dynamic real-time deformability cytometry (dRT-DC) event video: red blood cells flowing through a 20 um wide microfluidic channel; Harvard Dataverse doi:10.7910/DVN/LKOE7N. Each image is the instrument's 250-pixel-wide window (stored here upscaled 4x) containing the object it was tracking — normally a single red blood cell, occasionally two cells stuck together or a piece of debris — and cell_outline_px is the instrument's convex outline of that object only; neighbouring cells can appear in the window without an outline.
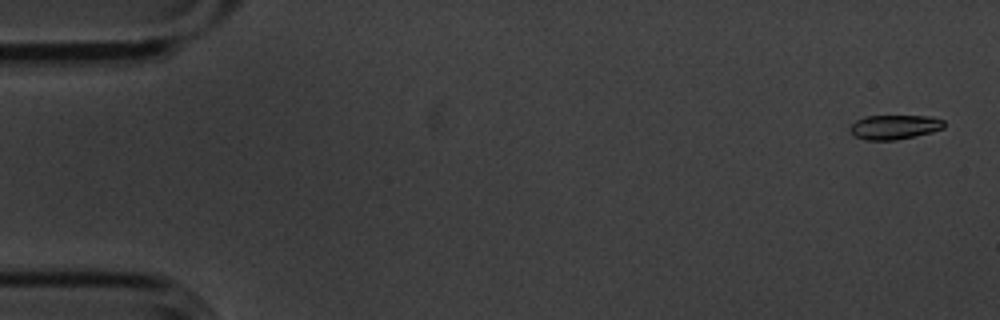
{"species": "common noctule bat (a hibernating species)", "species_latin": "Nyctalus noctula", "temperature_condition": "cold", "stored_images_in_passage": 5, "camera_frame_rate_fps": 3000, "um_per_image_px": 0.085, "animal": {"sex": "male", "body_mass_g": 20.1, "forearm_length_mm": 53.5}, "frame": {"image": 1, "passage_image": 1, "time_ms": 0.0, "image_size_px": [1000, 320], "cell_outline_px": [[944, 128], [932, 132], [896, 140], [864, 140], [856, 136], [848, 128], [856, 120], [864, 116], [932, 116], [944, 120]], "centroid_in_image_um": [76.04, 10.79], "position_along_channel_um": 9.0, "area_um2": 13.41}}
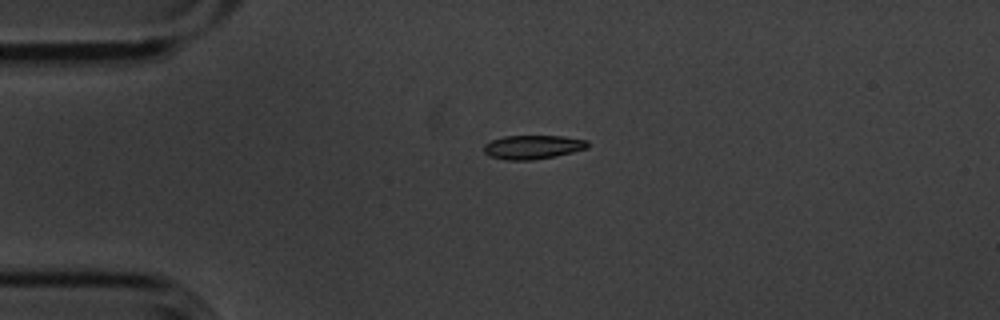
{"frame": {"image": 2, "passage_image": 4, "time_ms": 1.0, "image_size_px": [1000, 320], "cell_outline_px": [[588, 148], [556, 156], [532, 160], [504, 160], [492, 156], [484, 152], [484, 144], [492, 140], [504, 136], [564, 136], [588, 140]], "centroid_in_image_um": [45.3, 12.5], "position_along_channel_um": 39.7, "area_um2": 14.45}}